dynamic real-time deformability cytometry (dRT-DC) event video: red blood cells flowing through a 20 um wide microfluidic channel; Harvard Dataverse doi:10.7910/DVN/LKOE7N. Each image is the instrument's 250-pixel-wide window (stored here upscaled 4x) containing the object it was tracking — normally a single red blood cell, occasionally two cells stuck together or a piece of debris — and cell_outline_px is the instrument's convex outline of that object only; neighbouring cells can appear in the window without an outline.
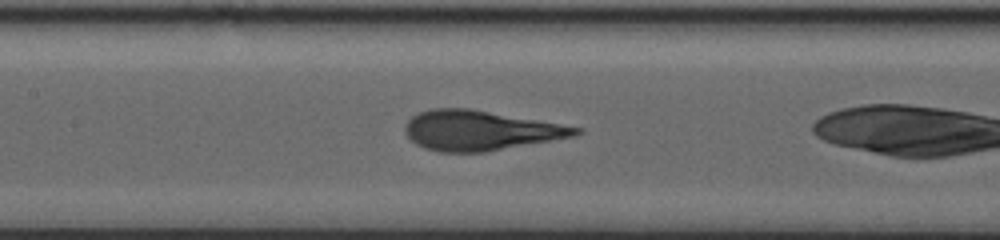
{"species": "human", "species_latin": "Homo sapiens", "temperature_condition": "warm", "stored_images_in_passage": 23, "camera_frame_rate_fps": 3000, "um_per_image_px": 0.085, "donor": {"sex": "male"}, "frame": {"image": 1, "passage_image": 22, "time_ms": 14.667, "image_size_px": [1000, 240], "cell_outline_px": [[584, 132], [576, 136], [484, 152], [440, 152], [424, 148], [416, 144], [404, 132], [404, 124], [412, 116], [420, 112], [432, 108], [468, 108], [584, 128]], "centroid_in_image_um": [40.81, 11.09], "position_along_channel_um": 166.6, "area_um2": 39.48}}